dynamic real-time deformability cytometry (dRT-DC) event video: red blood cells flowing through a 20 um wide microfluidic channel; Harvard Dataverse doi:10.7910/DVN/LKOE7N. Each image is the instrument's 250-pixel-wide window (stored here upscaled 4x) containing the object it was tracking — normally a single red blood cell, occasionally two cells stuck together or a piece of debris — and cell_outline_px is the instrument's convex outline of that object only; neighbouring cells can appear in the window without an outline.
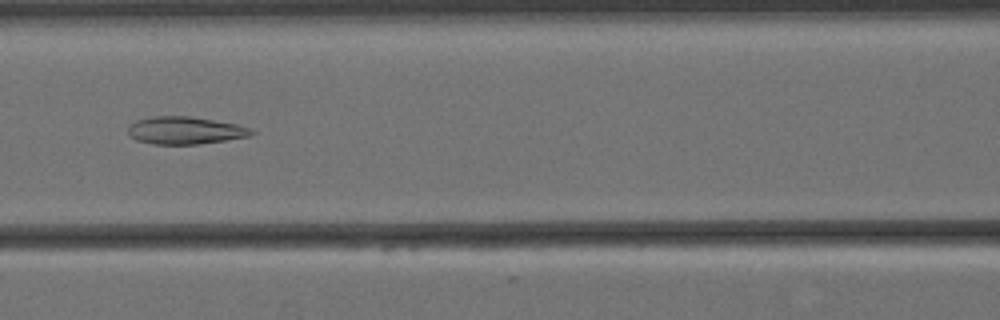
{"species": "Egyptian fruit bat (a non-hibernating species)", "species_latin": "Rousettus aegyptiacus", "temperature_condition": "cold", "stored_images_in_passage": 9, "camera_frame_rate_fps": 3000, "um_per_image_px": 0.085, "animal": {"sex": "female"}, "frame": {"image": 1, "passage_image": 6, "time_ms": 1.667, "image_size_px": [1000, 320], "cell_outline_px": [[256, 132], [248, 136], [224, 140], [196, 144], [152, 144], [136, 140], [128, 132], [128, 128], [136, 120], [152, 116], [188, 116], [236, 124], [252, 128]], "centroid_in_image_um": [15.73, 11.08], "position_along_channel_um": 150.9, "area_um2": 19.54}}
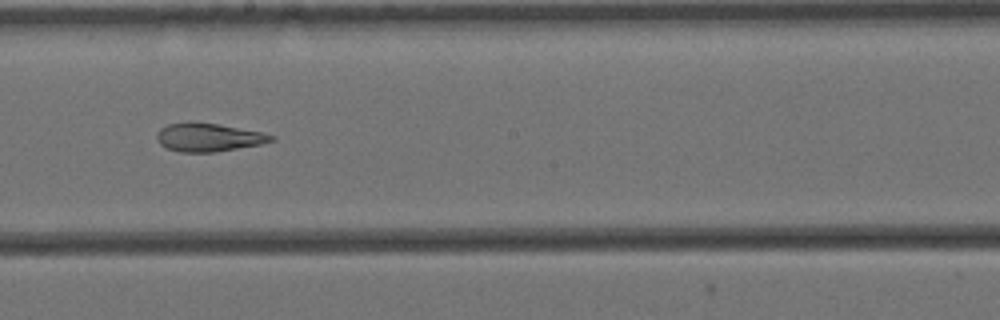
{"frame": {"image": 2, "passage_image": 8, "time_ms": 2.333, "image_size_px": [1000, 320], "cell_outline_px": [[276, 140], [260, 144], [216, 152], [180, 152], [168, 148], [160, 144], [156, 140], [156, 132], [160, 128], [168, 124], [188, 120], [216, 124], [260, 132], [276, 136]], "centroid_in_image_um": [17.67, 11.66], "position_along_channel_um": 230.5, "area_um2": 19.02}}
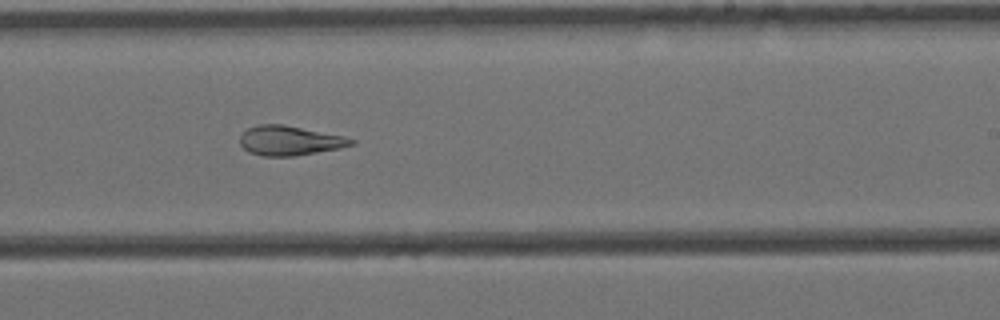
{"frame": {"image": 3, "passage_image": 9, "time_ms": 2.667, "image_size_px": [1000, 320], "cell_outline_px": [[356, 144], [340, 148], [292, 156], [264, 156], [248, 152], [240, 144], [240, 136], [248, 128], [260, 124], [280, 124], [344, 136], [356, 140]], "centroid_in_image_um": [24.62, 11.95], "position_along_channel_um": 264.4, "area_um2": 18.96}}